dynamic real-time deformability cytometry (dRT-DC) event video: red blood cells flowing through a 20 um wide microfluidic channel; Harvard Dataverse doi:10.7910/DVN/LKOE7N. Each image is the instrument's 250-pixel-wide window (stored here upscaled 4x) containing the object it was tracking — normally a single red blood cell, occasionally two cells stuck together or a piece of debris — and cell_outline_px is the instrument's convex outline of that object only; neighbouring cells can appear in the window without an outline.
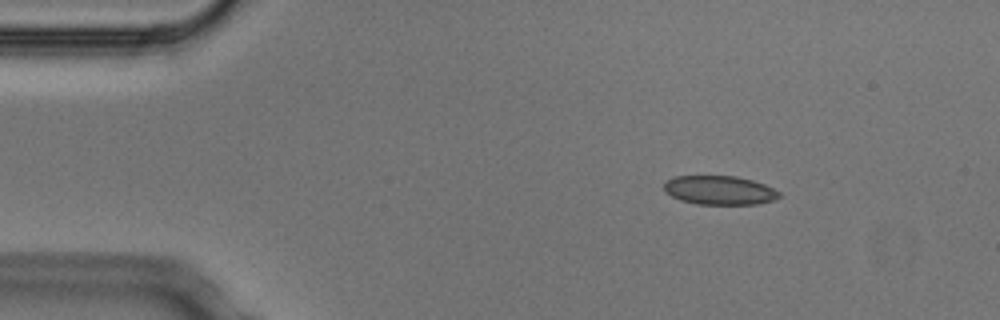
{"species": "Egyptian fruit bat (a non-hibernating species)", "species_latin": "Rousettus aegyptiacus", "temperature_condition": "cold", "stored_images_in_passage": 2, "camera_frame_rate_fps": 3000, "um_per_image_px": 0.085, "animal": {"sex": "male"}, "frame": {"image": 1, "passage_image": 1, "time_ms": 0.0, "image_size_px": [1000, 320], "cell_outline_px": [[780, 196], [772, 200], [760, 204], [696, 204], [680, 200], [664, 192], [664, 184], [668, 180], [676, 176], [736, 176], [752, 180], [764, 184], [780, 192]], "centroid_in_image_um": [61.15, 16.17], "position_along_channel_um": 23.9, "area_um2": 19.36}}